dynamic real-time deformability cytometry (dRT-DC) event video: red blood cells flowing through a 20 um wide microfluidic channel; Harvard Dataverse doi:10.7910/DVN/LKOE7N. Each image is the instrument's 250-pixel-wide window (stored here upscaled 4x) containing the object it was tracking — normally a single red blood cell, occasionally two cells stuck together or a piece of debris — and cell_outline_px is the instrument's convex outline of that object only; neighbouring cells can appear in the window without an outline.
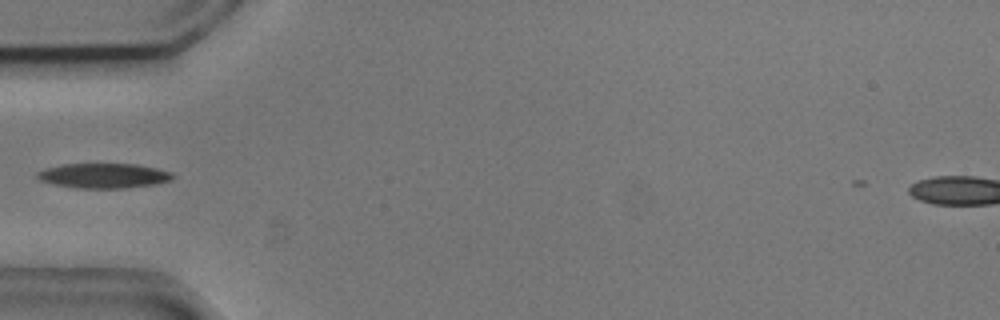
{"species": "common noctule bat (a hibernating species)", "species_latin": "Nyctalus noctula", "temperature_condition": "cold", "stored_images_in_passage": 1, "camera_frame_rate_fps": 3000, "um_per_image_px": 0.085, "animal": {"sex": "male", "body_mass_g": 20.5, "forearm_length_mm": 52.5}, "frame": {"image": 1, "passage_image": 1, "time_ms": 0.0, "image_size_px": [1000, 320], "cell_outline_px": [[176, 176], [172, 180], [156, 184], [124, 188], [76, 188], [56, 184], [40, 180], [36, 176], [36, 172], [44, 168], [60, 164], [136, 164], [156, 168], [172, 172]], "centroid_in_image_um": [8.83, 14.93], "position_along_channel_um": 76.2, "area_um2": 19.71}}